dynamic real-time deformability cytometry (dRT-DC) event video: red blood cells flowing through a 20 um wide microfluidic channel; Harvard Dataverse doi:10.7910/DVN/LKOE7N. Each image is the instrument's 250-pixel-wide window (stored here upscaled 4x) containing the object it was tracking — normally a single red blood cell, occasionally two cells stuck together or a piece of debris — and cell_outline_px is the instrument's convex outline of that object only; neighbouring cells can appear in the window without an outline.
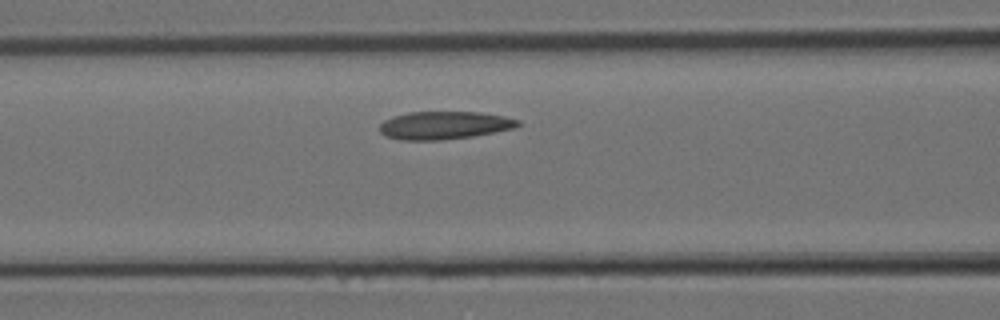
{"species": "Egyptian fruit bat (a non-hibernating species)", "species_latin": "Rousettus aegyptiacus", "temperature_condition": "room temperature", "stored_images_in_passage": 8, "camera_frame_rate_fps": 3000, "um_per_image_px": 0.085, "animal": {"sex": "female"}, "frame": {"image": 1, "passage_image": 7, "time_ms": 2.0, "image_size_px": [1000, 320], "cell_outline_px": [[520, 124], [512, 128], [472, 136], [440, 140], [400, 140], [384, 136], [380, 132], [380, 124], [384, 120], [392, 116], [408, 112], [480, 112], [504, 116], [520, 120]], "centroid_in_image_um": [37.7, 10.64], "position_along_channel_um": 128.9, "area_um2": 22.43}}